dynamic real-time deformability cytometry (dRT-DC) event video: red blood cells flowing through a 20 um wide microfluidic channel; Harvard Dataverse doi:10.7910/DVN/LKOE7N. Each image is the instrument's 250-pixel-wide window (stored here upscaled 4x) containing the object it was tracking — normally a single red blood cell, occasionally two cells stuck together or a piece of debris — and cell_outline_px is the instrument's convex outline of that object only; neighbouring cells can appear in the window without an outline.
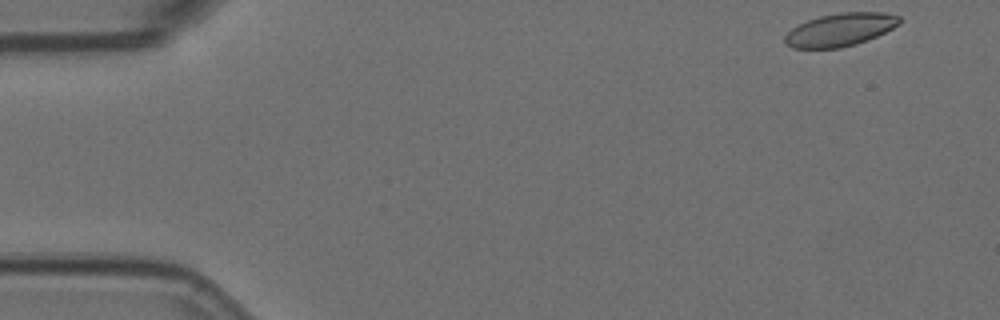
{"species": "Egyptian fruit bat (a non-hibernating species)", "species_latin": "Rousettus aegyptiacus", "temperature_condition": "room temperature", "stored_images_in_passage": 4, "camera_frame_rate_fps": 3000, "um_per_image_px": 0.085, "animal": {"sex": "female"}, "frame": {"image": 1, "passage_image": 1, "time_ms": 0.0, "image_size_px": [1000, 320], "cell_outline_px": [[900, 24], [868, 40], [856, 44], [840, 48], [792, 48], [784, 44], [784, 36], [792, 28], [808, 20], [820, 16], [840, 12], [884, 12], [900, 16]], "centroid_in_image_um": [71.41, 2.53], "position_along_channel_um": 13.6, "area_um2": 22.02}}